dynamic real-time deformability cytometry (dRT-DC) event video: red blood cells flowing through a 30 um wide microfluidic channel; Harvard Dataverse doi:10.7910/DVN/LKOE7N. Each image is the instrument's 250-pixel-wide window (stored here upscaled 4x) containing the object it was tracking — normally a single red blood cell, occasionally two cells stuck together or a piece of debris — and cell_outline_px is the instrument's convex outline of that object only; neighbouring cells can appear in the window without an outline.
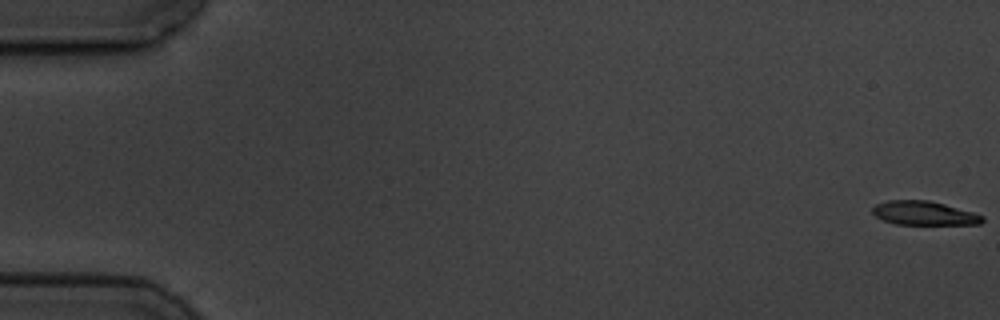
{"species": "common noctule bat (a hibernating species)", "species_latin": "Nyctalus noctula", "temperature_condition": "cold", "stored_images_in_passage": 5, "camera_frame_rate_fps": 3000, "um_per_image_px": 0.085, "animal": {"sex": "male", "body_mass_g": 19.5, "forearm_length_mm": 54.6}, "frame": {"image": 1, "passage_image": 1, "time_ms": 0.0, "image_size_px": [1000, 320], "cell_outline_px": [[984, 220], [980, 224], [896, 224], [884, 220], [876, 216], [872, 212], [872, 208], [876, 204], [888, 200], [928, 200], [944, 204], [972, 212], [984, 216]], "centroid_in_image_um": [78.53, 18.11], "position_along_channel_um": 6.5, "area_um2": 15.14}}
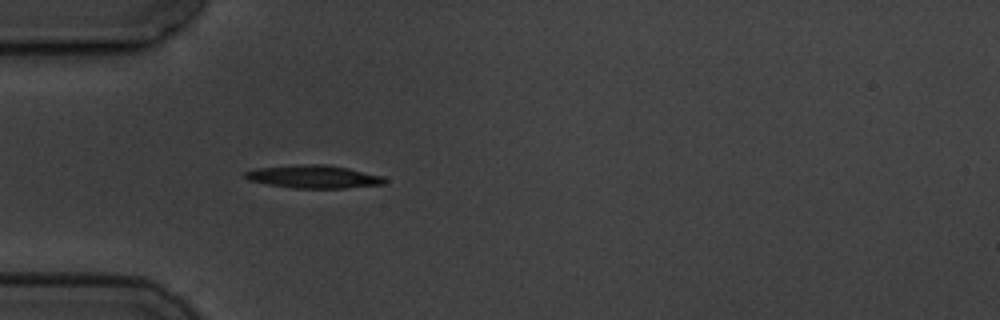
{"frame": {"image": 2, "passage_image": 5, "time_ms": 5.667, "image_size_px": [1000, 320], "cell_outline_px": [[388, 180], [384, 184], [344, 188], [292, 188], [268, 184], [248, 180], [244, 176], [244, 172], [256, 168], [300, 164], [324, 164], [348, 168], [384, 176]], "centroid_in_image_um": [26.67, 15.01], "position_along_channel_um": 58.3, "area_um2": 18.73}}